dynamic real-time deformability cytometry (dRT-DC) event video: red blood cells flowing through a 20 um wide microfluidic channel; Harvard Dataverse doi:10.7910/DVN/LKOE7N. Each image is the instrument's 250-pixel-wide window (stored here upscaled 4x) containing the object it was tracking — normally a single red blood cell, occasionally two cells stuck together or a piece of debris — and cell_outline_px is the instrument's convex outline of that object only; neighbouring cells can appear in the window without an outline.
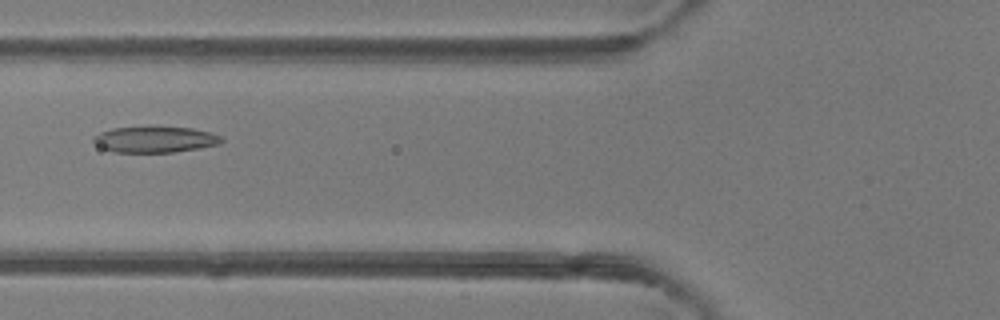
{"species": "common noctule bat (a hibernating species)", "species_latin": "Nyctalus noctula", "temperature_condition": "room temperature", "stored_images_in_passage": 47, "camera_frame_rate_fps": 3000, "um_per_image_px": 0.085, "animal": {"sex": "female"}, "frame": {"image": 1, "passage_image": 18, "time_ms": 5.667, "image_size_px": [1000, 320], "cell_outline_px": [[224, 140], [220, 144], [172, 152], [112, 152], [100, 148], [92, 140], [92, 136], [100, 132], [112, 128], [192, 128], [208, 132], [220, 136]], "centroid_in_image_um": [13.11, 11.87], "position_along_channel_um": 112.7, "area_um2": 19.02}}
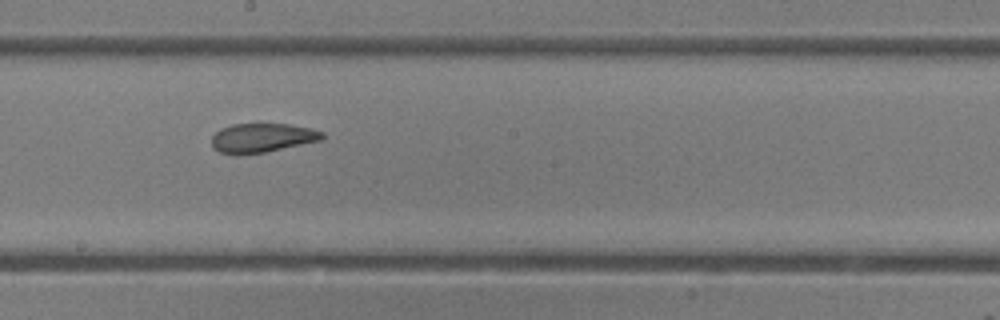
{"frame": {"image": 2, "passage_image": 26, "time_ms": 8.333, "image_size_px": [1000, 320], "cell_outline_px": [[324, 136], [320, 140], [264, 152], [236, 156], [216, 152], [212, 148], [212, 136], [220, 128], [232, 124], [288, 124], [312, 128], [324, 132]], "centroid_in_image_um": [22.21, 11.73], "position_along_channel_um": 226.0, "area_um2": 18.96}}
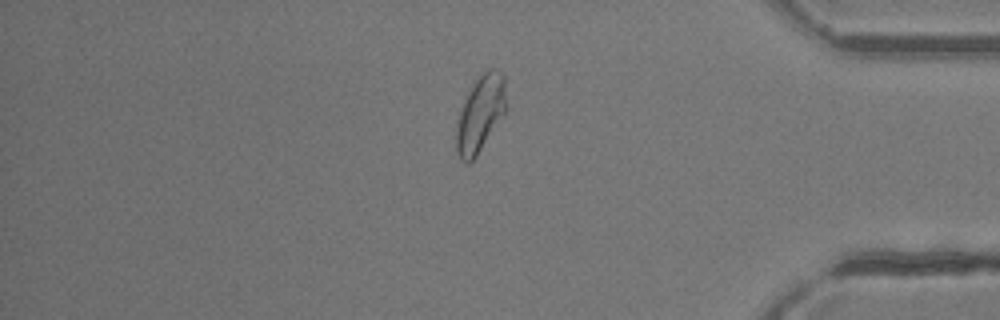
{"frame": {"image": 3, "passage_image": 40, "time_ms": 13.0, "image_size_px": [1000, 320], "cell_outline_px": [[508, 108], [476, 156], [468, 164], [456, 152], [456, 128], [460, 108], [472, 84], [480, 72], [488, 68], [496, 68], [504, 76]], "centroid_in_image_um": [40.85, 9.59], "position_along_channel_um": 394.4, "area_um2": 22.43}, "authors_computed_cell_mechanics": {"area_um2": 21.097, "velocity_mm_per_s": 4.2359, "shape_relaxation_time_tau1_ms": 5.1629, "shape_relaxation_time_tau2_ms": 1.4619, "deformation_change_tau1": 0.1895, "deformation_change_tau2": 0.0827}}